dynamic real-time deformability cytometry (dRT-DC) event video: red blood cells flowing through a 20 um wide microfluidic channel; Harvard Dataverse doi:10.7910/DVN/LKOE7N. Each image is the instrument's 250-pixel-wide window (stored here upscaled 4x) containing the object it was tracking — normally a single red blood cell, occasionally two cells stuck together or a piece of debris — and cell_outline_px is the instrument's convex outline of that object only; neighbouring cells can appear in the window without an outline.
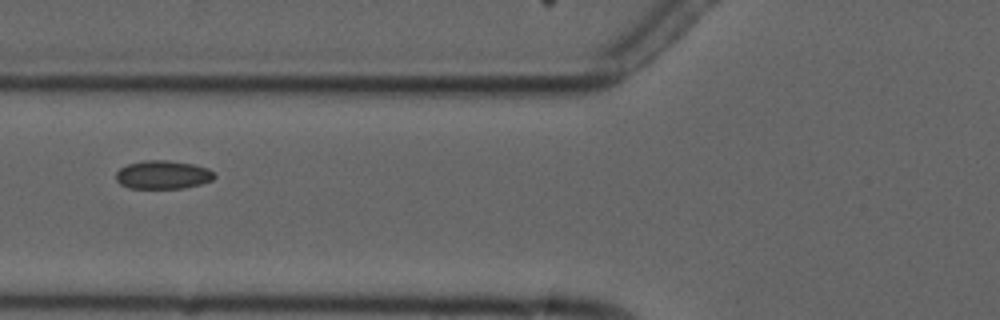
{"species": "common noctule bat (a hibernating species)", "species_latin": "Nyctalus noctula", "temperature_condition": "cold", "stored_images_in_passage": 8, "camera_frame_rate_fps": 3000, "um_per_image_px": 0.085, "animal": {"sex": "male", "forearm_length_mm": 52.5}, "frame": {"image": 1, "passage_image": 6, "time_ms": 5.667, "image_size_px": [1000, 320], "cell_outline_px": [[216, 176], [212, 180], [200, 184], [184, 188], [128, 188], [120, 184], [116, 180], [116, 172], [120, 168], [128, 164], [144, 160], [168, 160], [196, 164], [208, 168]], "centroid_in_image_um": [13.84, 14.85], "position_along_channel_um": 112.0, "area_um2": 16.42}}
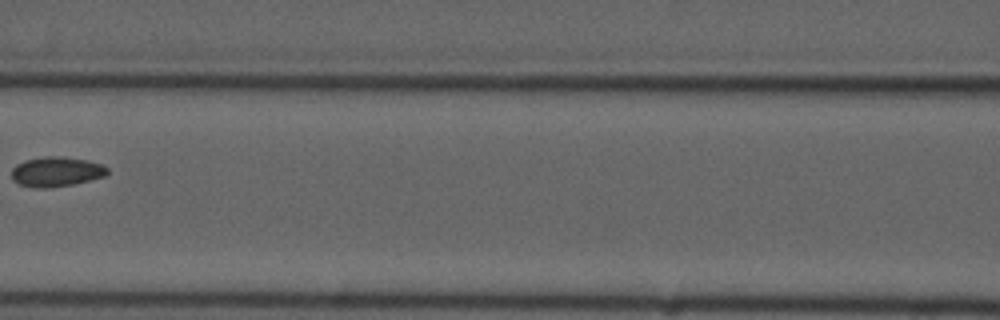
{"frame": {"image": 2, "passage_image": 7, "time_ms": 7.0, "image_size_px": [1000, 320], "cell_outline_px": [[108, 176], [72, 184], [44, 188], [36, 188], [20, 184], [12, 180], [12, 168], [16, 164], [24, 160], [44, 156], [64, 156], [88, 160], [100, 164], [108, 168]], "centroid_in_image_um": [4.79, 14.58], "position_along_channel_um": 161.8, "area_um2": 16.76}}
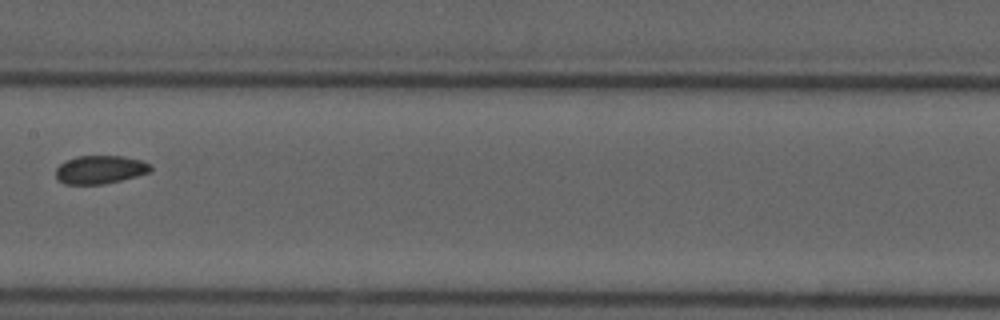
{"frame": {"image": 3, "passage_image": 8, "time_ms": 8.0, "image_size_px": [1000, 320], "cell_outline_px": [[152, 172], [104, 184], [64, 184], [56, 180], [56, 168], [64, 160], [76, 156], [124, 156], [140, 160], [152, 164]], "centroid_in_image_um": [8.5, 14.41], "position_along_channel_um": 198.9, "area_um2": 15.84}}